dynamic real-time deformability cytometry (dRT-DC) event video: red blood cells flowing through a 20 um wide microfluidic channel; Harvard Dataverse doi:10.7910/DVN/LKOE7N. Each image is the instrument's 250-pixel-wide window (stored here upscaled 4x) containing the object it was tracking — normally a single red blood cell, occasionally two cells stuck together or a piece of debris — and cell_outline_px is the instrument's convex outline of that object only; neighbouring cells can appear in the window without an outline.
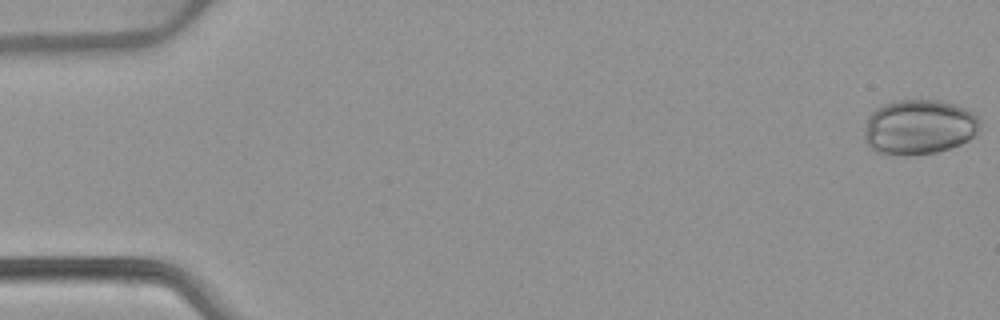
{"species": "common noctule bat (a hibernating species)", "species_latin": "Nyctalus noctula", "temperature_condition": "warm", "stored_images_in_passage": 52, "camera_frame_rate_fps": 3000, "um_per_image_px": 0.085, "animal": {"sex": "female", "body_mass_g": 22.7, "forearm_length_mm": 54.2}, "frame": {"image": 1, "passage_image": 1, "time_ms": 0.0, "image_size_px": [1000, 320], "cell_outline_px": [[980, 128], [968, 140], [960, 144], [936, 152], [908, 156], [888, 156], [876, 152], [864, 140], [864, 132], [868, 116], [876, 108], [884, 104], [900, 100], [940, 100], [964, 108], [972, 112], [980, 120]], "centroid_in_image_um": [78.08, 10.82], "position_along_channel_um": 6.9, "area_um2": 37.22}}
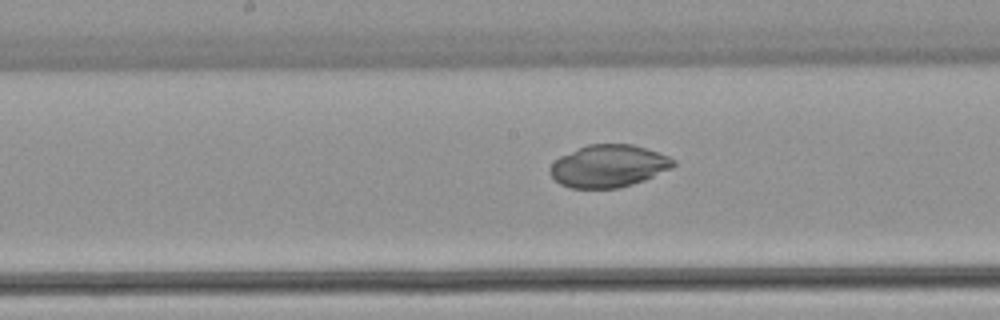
{"frame": {"image": 2, "passage_image": 27, "time_ms": 8.667, "image_size_px": [1000, 320], "cell_outline_px": [[676, 164], [672, 168], [644, 180], [620, 188], [568, 188], [560, 184], [548, 172], [552, 164], [560, 156], [588, 144], [632, 144], [668, 156], [676, 160]], "centroid_in_image_um": [51.72, 14.12], "position_along_channel_um": 196.5, "area_um2": 30.35}}
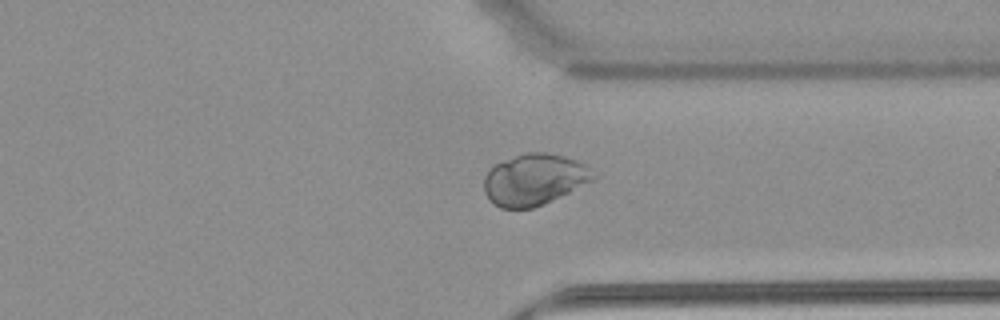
{"frame": {"image": 3, "passage_image": 40, "time_ms": 13.0, "image_size_px": [1000, 320], "cell_outline_px": [[600, 176], [596, 180], [544, 204], [532, 208], [500, 208], [492, 204], [488, 200], [484, 192], [484, 176], [488, 168], [504, 160], [528, 152], [548, 152], [564, 156], [576, 160], [584, 164]], "centroid_in_image_um": [45.43, 15.27], "position_along_channel_um": 366.0, "area_um2": 33.18}}